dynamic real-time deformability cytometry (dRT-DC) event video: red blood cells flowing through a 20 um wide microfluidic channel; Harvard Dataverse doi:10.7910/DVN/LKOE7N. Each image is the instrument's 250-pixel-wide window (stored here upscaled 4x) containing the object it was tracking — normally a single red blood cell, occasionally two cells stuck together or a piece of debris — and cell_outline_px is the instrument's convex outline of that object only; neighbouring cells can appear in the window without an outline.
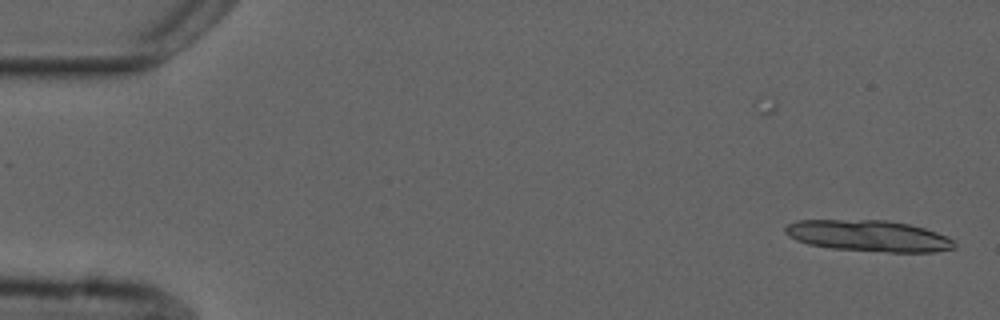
{"species": "common noctule bat (a hibernating species)", "species_latin": "Nyctalus noctula", "temperature_condition": "cold", "stored_images_in_passage": 3, "camera_frame_rate_fps": 3000, "um_per_image_px": 0.085, "animal": {"sex": "male", "forearm_length_mm": 52.5}, "frame": {"image": 1, "passage_image": 2, "time_ms": 2.0, "image_size_px": [1000, 320], "cell_outline_px": [[956, 248], [932, 252], [888, 252], [832, 248], [808, 244], [796, 240], [788, 236], [784, 232], [784, 228], [788, 224], [796, 220], [888, 220], [908, 224], [924, 228], [948, 236], [956, 240]], "centroid_in_image_um": [73.85, 20.04], "position_along_channel_um": 11.1, "area_um2": 30.98}}